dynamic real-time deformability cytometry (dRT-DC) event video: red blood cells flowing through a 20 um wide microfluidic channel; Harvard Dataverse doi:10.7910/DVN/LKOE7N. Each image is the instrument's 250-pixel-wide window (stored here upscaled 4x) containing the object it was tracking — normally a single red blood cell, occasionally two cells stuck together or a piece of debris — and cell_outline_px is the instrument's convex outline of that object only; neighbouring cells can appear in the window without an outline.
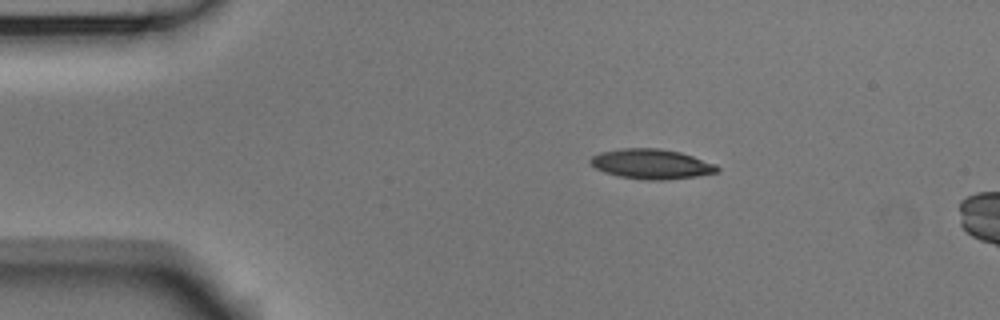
{"species": "Egyptian fruit bat (a non-hibernating species)", "species_latin": "Rousettus aegyptiacus", "temperature_condition": "room temperature", "stored_images_in_passage": 8, "camera_frame_rate_fps": 3000, "um_per_image_px": 0.085, "animal": {"sex": "male"}, "frame": {"image": 1, "passage_image": 1, "time_ms": 0.0, "image_size_px": [1000, 320], "cell_outline_px": [[720, 172], [696, 176], [668, 180], [644, 180], [620, 176], [604, 172], [596, 168], [588, 160], [592, 156], [600, 152], [620, 148], [660, 148], [680, 152], [716, 164], [720, 168]], "centroid_in_image_um": [55.39, 13.94], "position_along_channel_um": 29.6, "area_um2": 22.2}}
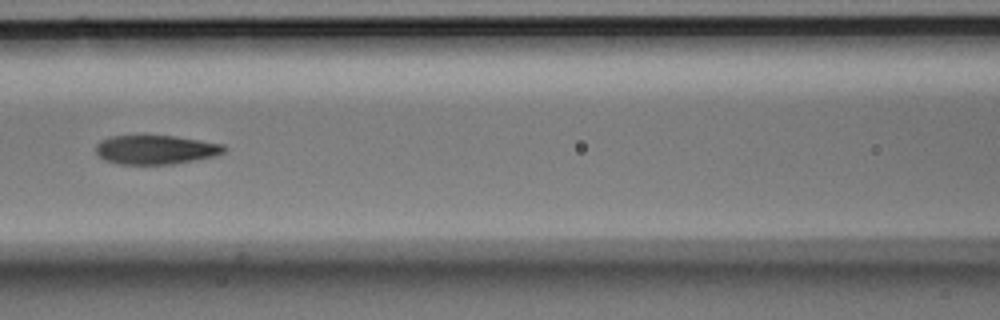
{"frame": {"image": 2, "passage_image": 5, "time_ms": 1.333, "image_size_px": [1000, 320], "cell_outline_px": [[228, 148], [224, 152], [212, 156], [196, 160], [172, 164], [120, 164], [104, 160], [96, 152], [96, 144], [100, 140], [112, 136], [176, 136], [224, 144]], "centroid_in_image_um": [13.25, 12.72], "position_along_channel_um": 153.4, "area_um2": 21.68}}
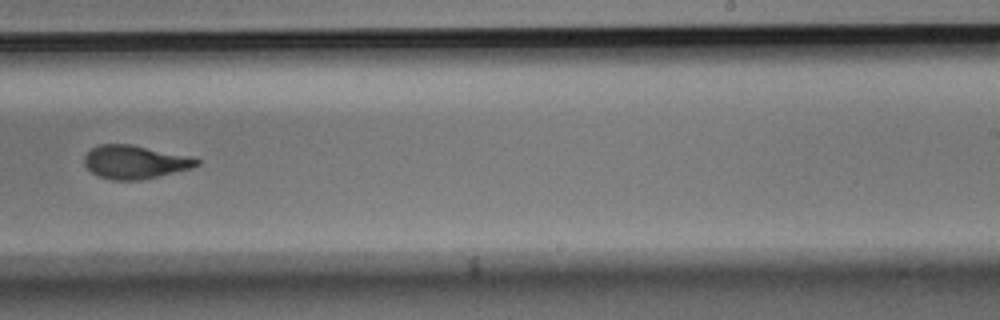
{"frame": {"image": 3, "passage_image": 8, "time_ms": 2.333, "image_size_px": [1000, 320], "cell_outline_px": [[200, 164], [192, 168], [140, 180], [112, 180], [96, 176], [84, 164], [84, 156], [92, 148], [100, 144], [128, 144], [192, 156], [200, 160]], "centroid_in_image_um": [11.47, 13.77], "position_along_channel_um": 277.5, "area_um2": 21.85}}